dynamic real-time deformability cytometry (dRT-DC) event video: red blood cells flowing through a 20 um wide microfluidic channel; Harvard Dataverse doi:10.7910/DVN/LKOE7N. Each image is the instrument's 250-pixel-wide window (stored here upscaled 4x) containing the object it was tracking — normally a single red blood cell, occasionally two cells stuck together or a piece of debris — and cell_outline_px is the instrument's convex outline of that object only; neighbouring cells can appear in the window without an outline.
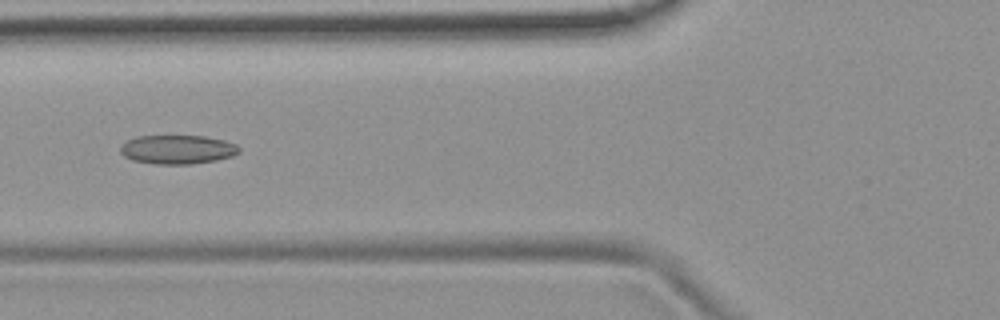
{"species": "common noctule bat (a hibernating species)", "species_latin": "Nyctalus noctula", "temperature_condition": "room temperature", "stored_images_in_passage": 53, "camera_frame_rate_fps": 3000, "um_per_image_px": 0.085, "animal": {"sex": "female", "body_mass_g": 19.9}, "frame": {"image": 1, "passage_image": 21, "time_ms": 6.667, "image_size_px": [1000, 320], "cell_outline_px": [[240, 152], [232, 156], [216, 160], [192, 164], [156, 164], [132, 160], [124, 156], [120, 152], [120, 144], [136, 136], [204, 136], [224, 140], [236, 144], [240, 148]], "centroid_in_image_um": [15.08, 12.7], "position_along_channel_um": 110.7, "area_um2": 20.11}}
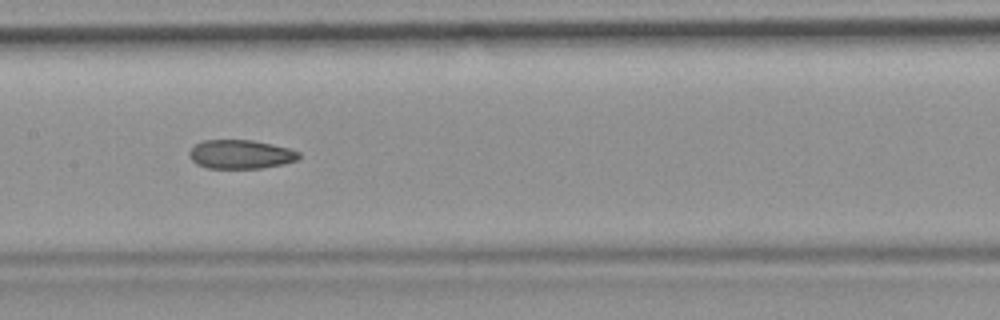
{"frame": {"image": 2, "passage_image": 27, "time_ms": 8.667, "image_size_px": [1000, 320], "cell_outline_px": [[300, 156], [296, 160], [284, 164], [260, 168], [208, 168], [196, 164], [188, 156], [188, 152], [196, 144], [204, 140], [252, 140], [288, 148], [300, 152]], "centroid_in_image_um": [20.43, 13.12], "position_along_channel_um": 187.0, "area_um2": 18.38}}
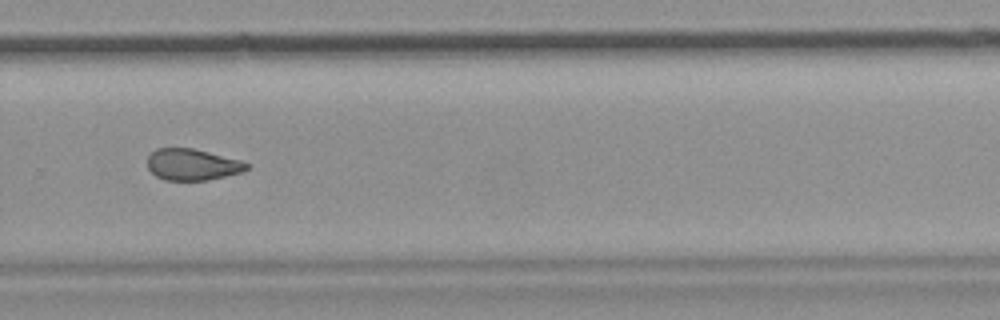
{"frame": {"image": 3, "passage_image": 37, "time_ms": 12.0, "image_size_px": [1000, 320], "cell_outline_px": [[248, 168], [244, 172], [208, 180], [164, 180], [156, 176], [148, 168], [148, 156], [156, 148], [192, 148], [240, 160], [248, 164]], "centroid_in_image_um": [16.34, 13.99], "position_along_channel_um": 313.5, "area_um2": 18.09}, "authors_computed_cell_mechanics": {"area_um2": 19.652, "velocity_mm_per_s": 3.8118, "shape_relaxation_time_tau1_ms": null, "shape_relaxation_time_tau2_ms": 4.0884, "deformation_change_tau1": null, "deformation_change_tau2": 0.112}}